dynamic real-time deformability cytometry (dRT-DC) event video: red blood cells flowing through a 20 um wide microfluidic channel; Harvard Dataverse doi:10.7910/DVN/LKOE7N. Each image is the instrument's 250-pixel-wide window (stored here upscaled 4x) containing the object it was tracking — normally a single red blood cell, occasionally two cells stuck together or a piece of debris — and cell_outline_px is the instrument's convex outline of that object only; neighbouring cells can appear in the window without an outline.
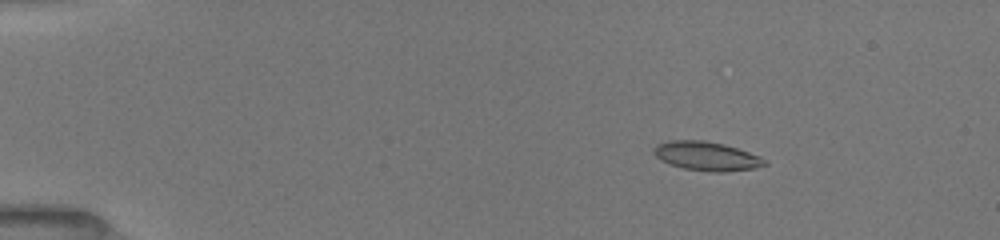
{"species": "common noctule bat (a hibernating species)", "species_latin": "Nyctalus noctula", "temperature_condition": "room temperature", "stored_images_in_passage": 36, "camera_frame_rate_fps": 3000, "um_per_image_px": 0.085, "animal": {"sex": "female", "body_mass_g": 19.5, "forearm_length_mm": 54.1}, "frame": {"image": 1, "passage_image": 9, "time_ms": 2.667, "image_size_px": [1000, 240], "cell_outline_px": [[768, 164], [756, 168], [724, 172], [712, 172], [684, 168], [660, 160], [652, 152], [652, 148], [656, 144], [668, 140], [704, 140], [724, 144], [760, 156]], "centroid_in_image_um": [60.03, 13.26], "position_along_channel_um": 25.0, "area_um2": 18.73}}
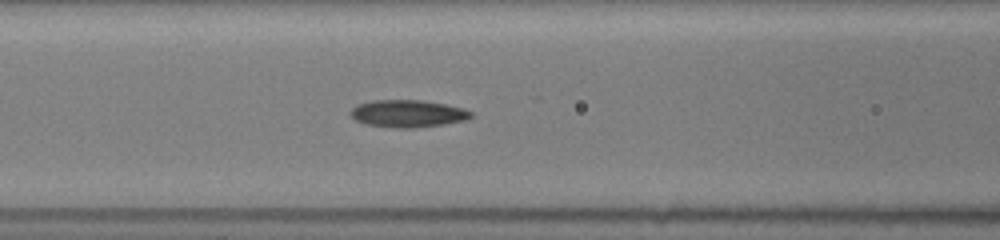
{"frame": {"image": 2, "passage_image": 24, "time_ms": 7.667, "image_size_px": [1000, 240], "cell_outline_px": [[472, 116], [464, 120], [444, 124], [412, 128], [392, 128], [364, 124], [356, 120], [348, 112], [356, 104], [372, 100], [424, 100], [464, 108], [472, 112]], "centroid_in_image_um": [34.62, 9.65], "position_along_channel_um": 132.0, "area_um2": 19.31}}
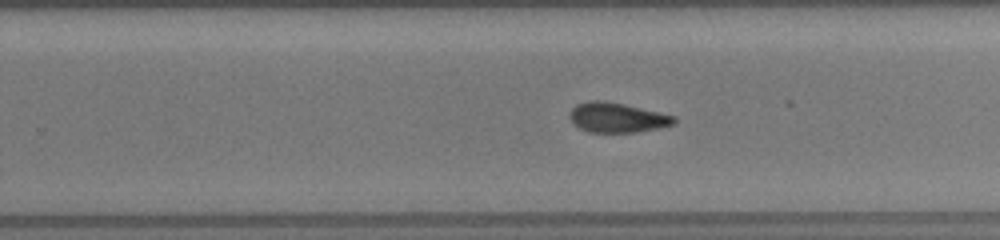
{"frame": {"image": 3, "passage_image": 35, "time_ms": 11.333, "image_size_px": [1000, 240], "cell_outline_px": [[676, 124], [636, 132], [588, 132], [580, 128], [568, 116], [572, 108], [576, 104], [588, 100], [604, 100], [624, 104], [660, 112], [676, 116]], "centroid_in_image_um": [52.46, 9.98], "position_along_channel_um": 277.3, "area_um2": 18.15}}